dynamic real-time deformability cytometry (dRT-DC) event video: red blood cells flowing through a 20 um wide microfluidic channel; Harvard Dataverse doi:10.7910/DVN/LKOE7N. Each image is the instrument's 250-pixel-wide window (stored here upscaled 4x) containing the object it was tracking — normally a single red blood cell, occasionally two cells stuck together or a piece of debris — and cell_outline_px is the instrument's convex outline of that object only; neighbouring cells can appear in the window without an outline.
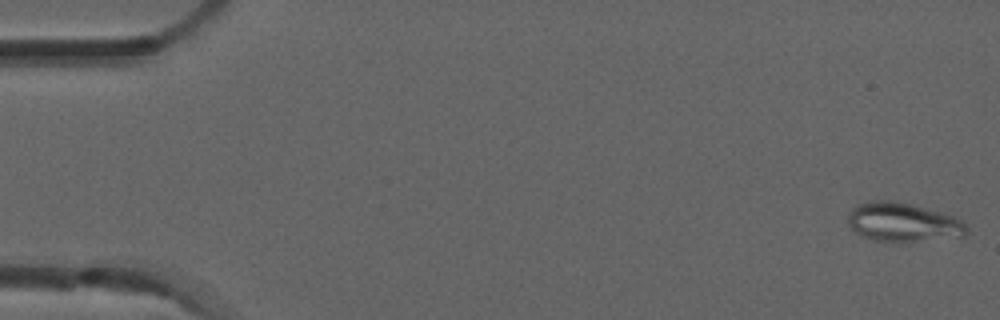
{"species": "common noctule bat (a hibernating species)", "species_latin": "Nyctalus noctula", "temperature_condition": "room temperature", "stored_images_in_passage": 5, "camera_frame_rate_fps": 3000, "um_per_image_px": 0.085, "animal": {"sex": "male", "forearm_length_mm": 52.5}, "frame": {"image": 1, "passage_image": 1, "time_ms": 0.0, "image_size_px": [1000, 320], "cell_outline_px": [[968, 236], [908, 244], [900, 244], [872, 240], [856, 232], [848, 224], [848, 216], [852, 208], [856, 204], [868, 200], [892, 200], [940, 212], [952, 216], [960, 220], [968, 228]], "centroid_in_image_um": [76.77, 18.94], "position_along_channel_um": 8.2, "area_um2": 27.74}}